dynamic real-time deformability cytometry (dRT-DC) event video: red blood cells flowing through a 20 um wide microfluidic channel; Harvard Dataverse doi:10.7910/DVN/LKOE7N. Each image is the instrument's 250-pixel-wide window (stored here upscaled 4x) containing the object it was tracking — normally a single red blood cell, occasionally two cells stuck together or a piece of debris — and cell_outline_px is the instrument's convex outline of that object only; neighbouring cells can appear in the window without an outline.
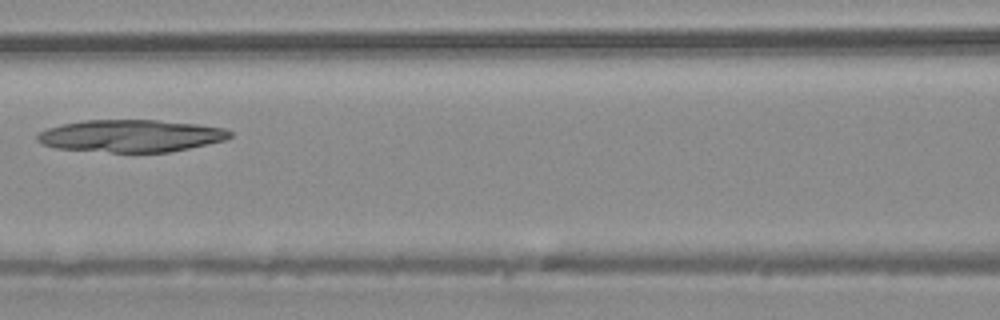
{"species": "common noctule bat (a hibernating species)", "species_latin": "Nyctalus noctula", "temperature_condition": "warm", "stored_images_in_passage": 29, "camera_frame_rate_fps": 3000, "um_per_image_px": 0.085, "animal": {"sex": "male", "body_mass_g": 20.4}, "frame": {"image": 1, "passage_image": 10, "time_ms": 3.0, "image_size_px": [1000, 320], "cell_outline_px": [[232, 136], [224, 140], [188, 148], [168, 152], [112, 152], [56, 148], [40, 144], [36, 140], [36, 136], [40, 132], [48, 128], [64, 124], [84, 120], [156, 120], [196, 124], [224, 128], [232, 132]], "centroid_in_image_um": [11.1, 11.55], "position_along_channel_um": 155.5, "area_um2": 36.01}}
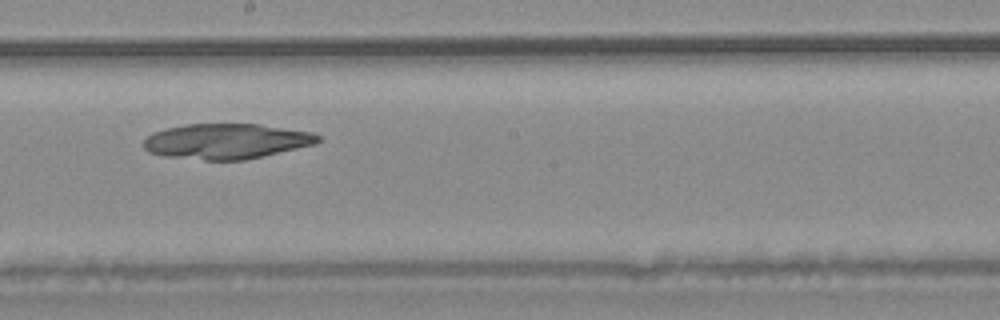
{"frame": {"image": 2, "passage_image": 15, "time_ms": 4.667, "image_size_px": [1000, 320], "cell_outline_px": [[320, 140], [316, 144], [244, 160], [204, 160], [164, 156], [148, 152], [144, 148], [144, 140], [152, 132], [168, 128], [188, 124], [260, 124], [312, 132], [320, 136]], "centroid_in_image_um": [19.24, 12.01], "position_along_channel_um": 229.0, "area_um2": 35.78}}